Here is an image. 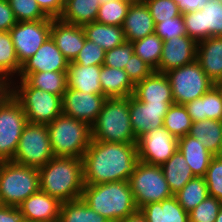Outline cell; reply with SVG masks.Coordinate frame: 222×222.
I'll use <instances>...</instances> for the list:
<instances>
[{
	"label": "cell",
	"mask_w": 222,
	"mask_h": 222,
	"mask_svg": "<svg viewBox=\"0 0 222 222\" xmlns=\"http://www.w3.org/2000/svg\"><path fill=\"white\" fill-rule=\"evenodd\" d=\"M51 38L69 62L78 56L86 39L82 26L64 22L60 18L52 19Z\"/></svg>",
	"instance_id": "obj_20"
},
{
	"label": "cell",
	"mask_w": 222,
	"mask_h": 222,
	"mask_svg": "<svg viewBox=\"0 0 222 222\" xmlns=\"http://www.w3.org/2000/svg\"><path fill=\"white\" fill-rule=\"evenodd\" d=\"M20 70L10 32L0 31V74L11 82L18 77Z\"/></svg>",
	"instance_id": "obj_35"
},
{
	"label": "cell",
	"mask_w": 222,
	"mask_h": 222,
	"mask_svg": "<svg viewBox=\"0 0 222 222\" xmlns=\"http://www.w3.org/2000/svg\"><path fill=\"white\" fill-rule=\"evenodd\" d=\"M107 219L91 209L82 198L61 203L58 222H106Z\"/></svg>",
	"instance_id": "obj_33"
},
{
	"label": "cell",
	"mask_w": 222,
	"mask_h": 222,
	"mask_svg": "<svg viewBox=\"0 0 222 222\" xmlns=\"http://www.w3.org/2000/svg\"><path fill=\"white\" fill-rule=\"evenodd\" d=\"M178 149L194 176L204 177L214 155L206 149L203 143L187 134L178 139Z\"/></svg>",
	"instance_id": "obj_26"
},
{
	"label": "cell",
	"mask_w": 222,
	"mask_h": 222,
	"mask_svg": "<svg viewBox=\"0 0 222 222\" xmlns=\"http://www.w3.org/2000/svg\"><path fill=\"white\" fill-rule=\"evenodd\" d=\"M189 135L213 155H222V121L206 119L192 123Z\"/></svg>",
	"instance_id": "obj_31"
},
{
	"label": "cell",
	"mask_w": 222,
	"mask_h": 222,
	"mask_svg": "<svg viewBox=\"0 0 222 222\" xmlns=\"http://www.w3.org/2000/svg\"><path fill=\"white\" fill-rule=\"evenodd\" d=\"M52 18L38 21L17 22L11 29L13 45L19 64L33 56L51 36Z\"/></svg>",
	"instance_id": "obj_13"
},
{
	"label": "cell",
	"mask_w": 222,
	"mask_h": 222,
	"mask_svg": "<svg viewBox=\"0 0 222 222\" xmlns=\"http://www.w3.org/2000/svg\"><path fill=\"white\" fill-rule=\"evenodd\" d=\"M155 33L163 40H170L173 37L186 35L182 16L167 19L155 24Z\"/></svg>",
	"instance_id": "obj_46"
},
{
	"label": "cell",
	"mask_w": 222,
	"mask_h": 222,
	"mask_svg": "<svg viewBox=\"0 0 222 222\" xmlns=\"http://www.w3.org/2000/svg\"><path fill=\"white\" fill-rule=\"evenodd\" d=\"M209 196L222 201V155H214L204 176Z\"/></svg>",
	"instance_id": "obj_42"
},
{
	"label": "cell",
	"mask_w": 222,
	"mask_h": 222,
	"mask_svg": "<svg viewBox=\"0 0 222 222\" xmlns=\"http://www.w3.org/2000/svg\"><path fill=\"white\" fill-rule=\"evenodd\" d=\"M17 23L8 0H0V31L8 32Z\"/></svg>",
	"instance_id": "obj_49"
},
{
	"label": "cell",
	"mask_w": 222,
	"mask_h": 222,
	"mask_svg": "<svg viewBox=\"0 0 222 222\" xmlns=\"http://www.w3.org/2000/svg\"><path fill=\"white\" fill-rule=\"evenodd\" d=\"M82 28L86 39L100 45L105 51L126 42L122 26L106 25L95 21L84 24Z\"/></svg>",
	"instance_id": "obj_29"
},
{
	"label": "cell",
	"mask_w": 222,
	"mask_h": 222,
	"mask_svg": "<svg viewBox=\"0 0 222 222\" xmlns=\"http://www.w3.org/2000/svg\"><path fill=\"white\" fill-rule=\"evenodd\" d=\"M192 123L186 107L182 104L173 103L164 117L163 127L179 139L189 134Z\"/></svg>",
	"instance_id": "obj_38"
},
{
	"label": "cell",
	"mask_w": 222,
	"mask_h": 222,
	"mask_svg": "<svg viewBox=\"0 0 222 222\" xmlns=\"http://www.w3.org/2000/svg\"><path fill=\"white\" fill-rule=\"evenodd\" d=\"M196 61L216 85L222 81V36L209 37L197 44Z\"/></svg>",
	"instance_id": "obj_23"
},
{
	"label": "cell",
	"mask_w": 222,
	"mask_h": 222,
	"mask_svg": "<svg viewBox=\"0 0 222 222\" xmlns=\"http://www.w3.org/2000/svg\"><path fill=\"white\" fill-rule=\"evenodd\" d=\"M197 42L182 35L163 42L162 56L157 72L166 73L196 61Z\"/></svg>",
	"instance_id": "obj_18"
},
{
	"label": "cell",
	"mask_w": 222,
	"mask_h": 222,
	"mask_svg": "<svg viewBox=\"0 0 222 222\" xmlns=\"http://www.w3.org/2000/svg\"><path fill=\"white\" fill-rule=\"evenodd\" d=\"M8 2L17 22L38 21L48 18L36 0H8Z\"/></svg>",
	"instance_id": "obj_40"
},
{
	"label": "cell",
	"mask_w": 222,
	"mask_h": 222,
	"mask_svg": "<svg viewBox=\"0 0 222 222\" xmlns=\"http://www.w3.org/2000/svg\"><path fill=\"white\" fill-rule=\"evenodd\" d=\"M184 106L193 122L206 119L222 121V94L217 85Z\"/></svg>",
	"instance_id": "obj_24"
},
{
	"label": "cell",
	"mask_w": 222,
	"mask_h": 222,
	"mask_svg": "<svg viewBox=\"0 0 222 222\" xmlns=\"http://www.w3.org/2000/svg\"><path fill=\"white\" fill-rule=\"evenodd\" d=\"M133 53V44L131 42H125L124 44L105 52L103 65L124 70L125 65L128 64L129 58Z\"/></svg>",
	"instance_id": "obj_45"
},
{
	"label": "cell",
	"mask_w": 222,
	"mask_h": 222,
	"mask_svg": "<svg viewBox=\"0 0 222 222\" xmlns=\"http://www.w3.org/2000/svg\"><path fill=\"white\" fill-rule=\"evenodd\" d=\"M133 96L144 103H174L167 76L155 70L135 84Z\"/></svg>",
	"instance_id": "obj_22"
},
{
	"label": "cell",
	"mask_w": 222,
	"mask_h": 222,
	"mask_svg": "<svg viewBox=\"0 0 222 222\" xmlns=\"http://www.w3.org/2000/svg\"><path fill=\"white\" fill-rule=\"evenodd\" d=\"M216 85L219 87L220 92H221V94H222V81L219 82V83H217Z\"/></svg>",
	"instance_id": "obj_56"
},
{
	"label": "cell",
	"mask_w": 222,
	"mask_h": 222,
	"mask_svg": "<svg viewBox=\"0 0 222 222\" xmlns=\"http://www.w3.org/2000/svg\"><path fill=\"white\" fill-rule=\"evenodd\" d=\"M69 61L57 48L51 36L41 45L37 52L21 65L16 79H26L31 73L67 72Z\"/></svg>",
	"instance_id": "obj_17"
},
{
	"label": "cell",
	"mask_w": 222,
	"mask_h": 222,
	"mask_svg": "<svg viewBox=\"0 0 222 222\" xmlns=\"http://www.w3.org/2000/svg\"><path fill=\"white\" fill-rule=\"evenodd\" d=\"M91 137L105 142H137L129 116V97L107 98L91 125Z\"/></svg>",
	"instance_id": "obj_4"
},
{
	"label": "cell",
	"mask_w": 222,
	"mask_h": 222,
	"mask_svg": "<svg viewBox=\"0 0 222 222\" xmlns=\"http://www.w3.org/2000/svg\"><path fill=\"white\" fill-rule=\"evenodd\" d=\"M126 42H133L155 32V23L145 2H133L122 24Z\"/></svg>",
	"instance_id": "obj_21"
},
{
	"label": "cell",
	"mask_w": 222,
	"mask_h": 222,
	"mask_svg": "<svg viewBox=\"0 0 222 222\" xmlns=\"http://www.w3.org/2000/svg\"><path fill=\"white\" fill-rule=\"evenodd\" d=\"M99 1V4L102 5V4H105V3H109L110 1L112 0H98Z\"/></svg>",
	"instance_id": "obj_55"
},
{
	"label": "cell",
	"mask_w": 222,
	"mask_h": 222,
	"mask_svg": "<svg viewBox=\"0 0 222 222\" xmlns=\"http://www.w3.org/2000/svg\"><path fill=\"white\" fill-rule=\"evenodd\" d=\"M136 147L139 161L161 166L177 151L178 138L161 127L138 137Z\"/></svg>",
	"instance_id": "obj_14"
},
{
	"label": "cell",
	"mask_w": 222,
	"mask_h": 222,
	"mask_svg": "<svg viewBox=\"0 0 222 222\" xmlns=\"http://www.w3.org/2000/svg\"><path fill=\"white\" fill-rule=\"evenodd\" d=\"M221 207V200L208 196L188 213L189 222H215Z\"/></svg>",
	"instance_id": "obj_43"
},
{
	"label": "cell",
	"mask_w": 222,
	"mask_h": 222,
	"mask_svg": "<svg viewBox=\"0 0 222 222\" xmlns=\"http://www.w3.org/2000/svg\"><path fill=\"white\" fill-rule=\"evenodd\" d=\"M54 157L82 159L91 142V126L65 114L47 124Z\"/></svg>",
	"instance_id": "obj_5"
},
{
	"label": "cell",
	"mask_w": 222,
	"mask_h": 222,
	"mask_svg": "<svg viewBox=\"0 0 222 222\" xmlns=\"http://www.w3.org/2000/svg\"><path fill=\"white\" fill-rule=\"evenodd\" d=\"M18 207L24 222H58L61 202L39 190Z\"/></svg>",
	"instance_id": "obj_19"
},
{
	"label": "cell",
	"mask_w": 222,
	"mask_h": 222,
	"mask_svg": "<svg viewBox=\"0 0 222 222\" xmlns=\"http://www.w3.org/2000/svg\"><path fill=\"white\" fill-rule=\"evenodd\" d=\"M129 1L133 3V2H143L144 0H129Z\"/></svg>",
	"instance_id": "obj_57"
},
{
	"label": "cell",
	"mask_w": 222,
	"mask_h": 222,
	"mask_svg": "<svg viewBox=\"0 0 222 222\" xmlns=\"http://www.w3.org/2000/svg\"><path fill=\"white\" fill-rule=\"evenodd\" d=\"M183 12L199 10L207 0H176Z\"/></svg>",
	"instance_id": "obj_51"
},
{
	"label": "cell",
	"mask_w": 222,
	"mask_h": 222,
	"mask_svg": "<svg viewBox=\"0 0 222 222\" xmlns=\"http://www.w3.org/2000/svg\"><path fill=\"white\" fill-rule=\"evenodd\" d=\"M53 157L47 125L27 123L12 161L39 169Z\"/></svg>",
	"instance_id": "obj_9"
},
{
	"label": "cell",
	"mask_w": 222,
	"mask_h": 222,
	"mask_svg": "<svg viewBox=\"0 0 222 222\" xmlns=\"http://www.w3.org/2000/svg\"><path fill=\"white\" fill-rule=\"evenodd\" d=\"M11 94L25 112L28 123L49 124L62 114V97L32 87L25 79L11 81Z\"/></svg>",
	"instance_id": "obj_6"
},
{
	"label": "cell",
	"mask_w": 222,
	"mask_h": 222,
	"mask_svg": "<svg viewBox=\"0 0 222 222\" xmlns=\"http://www.w3.org/2000/svg\"><path fill=\"white\" fill-rule=\"evenodd\" d=\"M27 117L19 102L10 94L0 104V161H12Z\"/></svg>",
	"instance_id": "obj_11"
},
{
	"label": "cell",
	"mask_w": 222,
	"mask_h": 222,
	"mask_svg": "<svg viewBox=\"0 0 222 222\" xmlns=\"http://www.w3.org/2000/svg\"><path fill=\"white\" fill-rule=\"evenodd\" d=\"M40 190L37 168L4 161L0 164V199L3 205L18 207Z\"/></svg>",
	"instance_id": "obj_7"
},
{
	"label": "cell",
	"mask_w": 222,
	"mask_h": 222,
	"mask_svg": "<svg viewBox=\"0 0 222 222\" xmlns=\"http://www.w3.org/2000/svg\"><path fill=\"white\" fill-rule=\"evenodd\" d=\"M174 196L183 209L189 213L209 196L204 177L195 176Z\"/></svg>",
	"instance_id": "obj_34"
},
{
	"label": "cell",
	"mask_w": 222,
	"mask_h": 222,
	"mask_svg": "<svg viewBox=\"0 0 222 222\" xmlns=\"http://www.w3.org/2000/svg\"><path fill=\"white\" fill-rule=\"evenodd\" d=\"M81 198L107 220L119 221L139 211L129 181L84 184Z\"/></svg>",
	"instance_id": "obj_3"
},
{
	"label": "cell",
	"mask_w": 222,
	"mask_h": 222,
	"mask_svg": "<svg viewBox=\"0 0 222 222\" xmlns=\"http://www.w3.org/2000/svg\"><path fill=\"white\" fill-rule=\"evenodd\" d=\"M107 97L67 88L62 96V112L90 126L96 121Z\"/></svg>",
	"instance_id": "obj_15"
},
{
	"label": "cell",
	"mask_w": 222,
	"mask_h": 222,
	"mask_svg": "<svg viewBox=\"0 0 222 222\" xmlns=\"http://www.w3.org/2000/svg\"><path fill=\"white\" fill-rule=\"evenodd\" d=\"M186 35L197 43L209 37L222 36V3L207 0L196 11L183 12Z\"/></svg>",
	"instance_id": "obj_12"
},
{
	"label": "cell",
	"mask_w": 222,
	"mask_h": 222,
	"mask_svg": "<svg viewBox=\"0 0 222 222\" xmlns=\"http://www.w3.org/2000/svg\"><path fill=\"white\" fill-rule=\"evenodd\" d=\"M0 222H24L19 207L2 205L0 207Z\"/></svg>",
	"instance_id": "obj_50"
},
{
	"label": "cell",
	"mask_w": 222,
	"mask_h": 222,
	"mask_svg": "<svg viewBox=\"0 0 222 222\" xmlns=\"http://www.w3.org/2000/svg\"><path fill=\"white\" fill-rule=\"evenodd\" d=\"M163 42L154 32L144 38L133 41L132 44L134 53L156 71L162 56Z\"/></svg>",
	"instance_id": "obj_37"
},
{
	"label": "cell",
	"mask_w": 222,
	"mask_h": 222,
	"mask_svg": "<svg viewBox=\"0 0 222 222\" xmlns=\"http://www.w3.org/2000/svg\"><path fill=\"white\" fill-rule=\"evenodd\" d=\"M99 7L98 0H65L60 19L70 24L83 26L96 21Z\"/></svg>",
	"instance_id": "obj_32"
},
{
	"label": "cell",
	"mask_w": 222,
	"mask_h": 222,
	"mask_svg": "<svg viewBox=\"0 0 222 222\" xmlns=\"http://www.w3.org/2000/svg\"><path fill=\"white\" fill-rule=\"evenodd\" d=\"M119 222H148L140 211L135 214L120 219Z\"/></svg>",
	"instance_id": "obj_53"
},
{
	"label": "cell",
	"mask_w": 222,
	"mask_h": 222,
	"mask_svg": "<svg viewBox=\"0 0 222 222\" xmlns=\"http://www.w3.org/2000/svg\"><path fill=\"white\" fill-rule=\"evenodd\" d=\"M83 160L84 184L129 181L138 162L136 143L105 142L91 139Z\"/></svg>",
	"instance_id": "obj_1"
},
{
	"label": "cell",
	"mask_w": 222,
	"mask_h": 222,
	"mask_svg": "<svg viewBox=\"0 0 222 222\" xmlns=\"http://www.w3.org/2000/svg\"><path fill=\"white\" fill-rule=\"evenodd\" d=\"M148 6L154 23L182 16V11L176 0H144Z\"/></svg>",
	"instance_id": "obj_41"
},
{
	"label": "cell",
	"mask_w": 222,
	"mask_h": 222,
	"mask_svg": "<svg viewBox=\"0 0 222 222\" xmlns=\"http://www.w3.org/2000/svg\"><path fill=\"white\" fill-rule=\"evenodd\" d=\"M105 52L100 45L85 39L84 47L73 62L82 66H102L105 60Z\"/></svg>",
	"instance_id": "obj_44"
},
{
	"label": "cell",
	"mask_w": 222,
	"mask_h": 222,
	"mask_svg": "<svg viewBox=\"0 0 222 222\" xmlns=\"http://www.w3.org/2000/svg\"><path fill=\"white\" fill-rule=\"evenodd\" d=\"M32 87L62 97L67 89V72L31 73L25 79Z\"/></svg>",
	"instance_id": "obj_36"
},
{
	"label": "cell",
	"mask_w": 222,
	"mask_h": 222,
	"mask_svg": "<svg viewBox=\"0 0 222 222\" xmlns=\"http://www.w3.org/2000/svg\"><path fill=\"white\" fill-rule=\"evenodd\" d=\"M106 222H119V221L107 220Z\"/></svg>",
	"instance_id": "obj_58"
},
{
	"label": "cell",
	"mask_w": 222,
	"mask_h": 222,
	"mask_svg": "<svg viewBox=\"0 0 222 222\" xmlns=\"http://www.w3.org/2000/svg\"><path fill=\"white\" fill-rule=\"evenodd\" d=\"M124 71L128 74L131 81L136 84L148 77L154 69L133 53L129 58L128 64L125 65Z\"/></svg>",
	"instance_id": "obj_47"
},
{
	"label": "cell",
	"mask_w": 222,
	"mask_h": 222,
	"mask_svg": "<svg viewBox=\"0 0 222 222\" xmlns=\"http://www.w3.org/2000/svg\"><path fill=\"white\" fill-rule=\"evenodd\" d=\"M99 76L102 95L107 98H124L133 95L135 84L123 69L102 65Z\"/></svg>",
	"instance_id": "obj_28"
},
{
	"label": "cell",
	"mask_w": 222,
	"mask_h": 222,
	"mask_svg": "<svg viewBox=\"0 0 222 222\" xmlns=\"http://www.w3.org/2000/svg\"><path fill=\"white\" fill-rule=\"evenodd\" d=\"M161 168L173 196L195 177L179 149L161 165Z\"/></svg>",
	"instance_id": "obj_30"
},
{
	"label": "cell",
	"mask_w": 222,
	"mask_h": 222,
	"mask_svg": "<svg viewBox=\"0 0 222 222\" xmlns=\"http://www.w3.org/2000/svg\"><path fill=\"white\" fill-rule=\"evenodd\" d=\"M131 3L129 0H112L109 3L100 5L96 22L122 26Z\"/></svg>",
	"instance_id": "obj_39"
},
{
	"label": "cell",
	"mask_w": 222,
	"mask_h": 222,
	"mask_svg": "<svg viewBox=\"0 0 222 222\" xmlns=\"http://www.w3.org/2000/svg\"><path fill=\"white\" fill-rule=\"evenodd\" d=\"M165 75L169 80L173 100L176 104L185 105L200 98L215 85L197 61L171 69Z\"/></svg>",
	"instance_id": "obj_10"
},
{
	"label": "cell",
	"mask_w": 222,
	"mask_h": 222,
	"mask_svg": "<svg viewBox=\"0 0 222 222\" xmlns=\"http://www.w3.org/2000/svg\"><path fill=\"white\" fill-rule=\"evenodd\" d=\"M11 94V82L0 74V104Z\"/></svg>",
	"instance_id": "obj_52"
},
{
	"label": "cell",
	"mask_w": 222,
	"mask_h": 222,
	"mask_svg": "<svg viewBox=\"0 0 222 222\" xmlns=\"http://www.w3.org/2000/svg\"><path fill=\"white\" fill-rule=\"evenodd\" d=\"M139 211L148 222H189L188 212L178 203L175 196L148 203Z\"/></svg>",
	"instance_id": "obj_27"
},
{
	"label": "cell",
	"mask_w": 222,
	"mask_h": 222,
	"mask_svg": "<svg viewBox=\"0 0 222 222\" xmlns=\"http://www.w3.org/2000/svg\"><path fill=\"white\" fill-rule=\"evenodd\" d=\"M171 104L173 103H144L133 95L129 96V116L135 137L163 127L164 117Z\"/></svg>",
	"instance_id": "obj_16"
},
{
	"label": "cell",
	"mask_w": 222,
	"mask_h": 222,
	"mask_svg": "<svg viewBox=\"0 0 222 222\" xmlns=\"http://www.w3.org/2000/svg\"><path fill=\"white\" fill-rule=\"evenodd\" d=\"M138 210L151 202H160L173 196L160 165L139 161L129 178Z\"/></svg>",
	"instance_id": "obj_8"
},
{
	"label": "cell",
	"mask_w": 222,
	"mask_h": 222,
	"mask_svg": "<svg viewBox=\"0 0 222 222\" xmlns=\"http://www.w3.org/2000/svg\"><path fill=\"white\" fill-rule=\"evenodd\" d=\"M101 66H82L69 62L67 70V88L91 94H102L100 83Z\"/></svg>",
	"instance_id": "obj_25"
},
{
	"label": "cell",
	"mask_w": 222,
	"mask_h": 222,
	"mask_svg": "<svg viewBox=\"0 0 222 222\" xmlns=\"http://www.w3.org/2000/svg\"><path fill=\"white\" fill-rule=\"evenodd\" d=\"M38 171L41 191L61 203L81 198L84 188L82 159L53 157Z\"/></svg>",
	"instance_id": "obj_2"
},
{
	"label": "cell",
	"mask_w": 222,
	"mask_h": 222,
	"mask_svg": "<svg viewBox=\"0 0 222 222\" xmlns=\"http://www.w3.org/2000/svg\"><path fill=\"white\" fill-rule=\"evenodd\" d=\"M215 222H222V207L220 208V210L218 212Z\"/></svg>",
	"instance_id": "obj_54"
},
{
	"label": "cell",
	"mask_w": 222,
	"mask_h": 222,
	"mask_svg": "<svg viewBox=\"0 0 222 222\" xmlns=\"http://www.w3.org/2000/svg\"><path fill=\"white\" fill-rule=\"evenodd\" d=\"M42 12L49 18L57 19L63 13L65 0H36Z\"/></svg>",
	"instance_id": "obj_48"
}]
</instances>
